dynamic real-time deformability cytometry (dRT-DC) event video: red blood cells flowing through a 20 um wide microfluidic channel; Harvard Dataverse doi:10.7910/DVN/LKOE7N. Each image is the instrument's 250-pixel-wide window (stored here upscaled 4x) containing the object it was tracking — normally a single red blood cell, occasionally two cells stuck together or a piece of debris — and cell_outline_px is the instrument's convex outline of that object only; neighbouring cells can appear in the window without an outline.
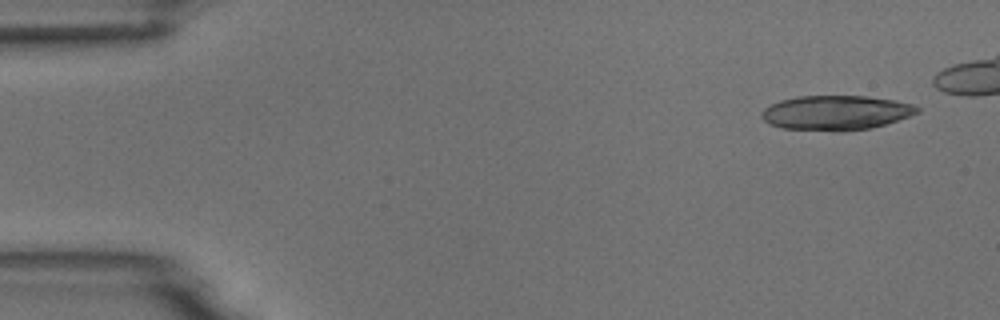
{"species": "common noctule bat (a hibernating species)", "species_latin": "Nyctalus noctula", "temperature_condition": "room temperature", "stored_images_in_passage": 8, "camera_frame_rate_fps": 3000, "um_per_image_px": 0.085, "animal": {"sex": "male", "body_mass_g": 18.8}, "frame": {"image": 1, "passage_image": 1, "time_ms": 0.0, "image_size_px": [1000, 320], "cell_outline_px": [[920, 112], [884, 124], [868, 128], [780, 128], [768, 124], [760, 116], [764, 108], [780, 100], [796, 96], [868, 96], [892, 100], [912, 104], [920, 108]], "centroid_in_image_um": [71.02, 9.53], "position_along_channel_um": 14.0, "area_um2": 30.11}}